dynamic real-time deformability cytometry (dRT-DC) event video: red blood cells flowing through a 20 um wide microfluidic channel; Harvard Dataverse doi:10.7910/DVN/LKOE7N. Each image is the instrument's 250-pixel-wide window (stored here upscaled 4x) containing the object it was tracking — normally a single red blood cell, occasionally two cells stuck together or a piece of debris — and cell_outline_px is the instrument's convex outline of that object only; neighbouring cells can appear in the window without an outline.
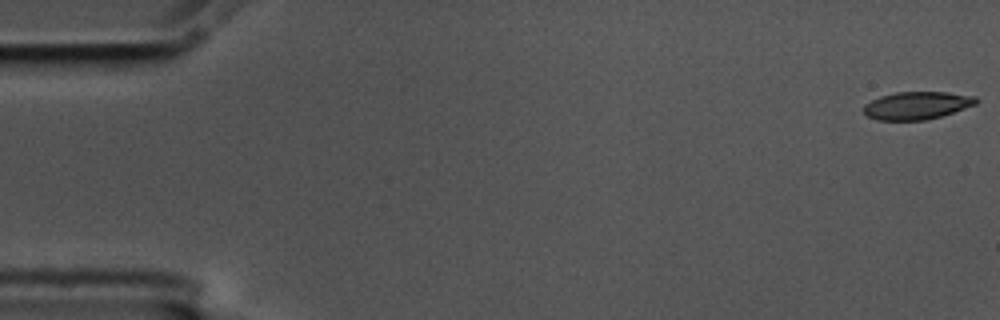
{"species": "common noctule bat (a hibernating species)", "species_latin": "Nyctalus noctula", "temperature_condition": "cold", "stored_images_in_passage": 57, "camera_frame_rate_fps": 3000, "um_per_image_px": 0.085, "animal": {"sex": "male", "body_mass_g": 17.5, "forearm_length_mm": 52.3}, "frame": {"image": 1, "passage_image": 1, "time_ms": 0.0, "image_size_px": [1000, 320], "cell_outline_px": [[980, 100], [976, 104], [940, 116], [924, 120], [876, 120], [868, 116], [864, 112], [864, 104], [880, 96], [896, 92], [948, 92], [976, 96]], "centroid_in_image_um": [77.94, 8.95], "position_along_channel_um": 7.1, "area_um2": 18.09}}
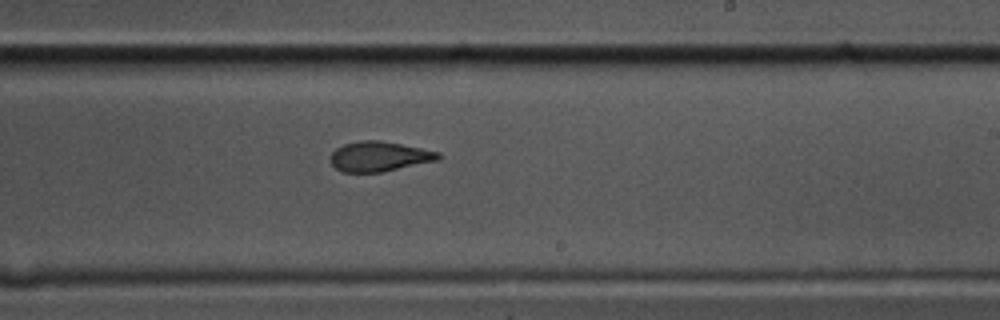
{"frame": {"image": 2, "passage_image": 34, "time_ms": 11.0, "image_size_px": [1000, 320], "cell_outline_px": [[440, 160], [380, 172], [340, 172], [328, 160], [328, 156], [336, 148], [344, 144], [360, 140], [380, 140], [440, 152]], "centroid_in_image_um": [32.19, 13.3], "position_along_channel_um": 256.8, "area_um2": 18.9}}
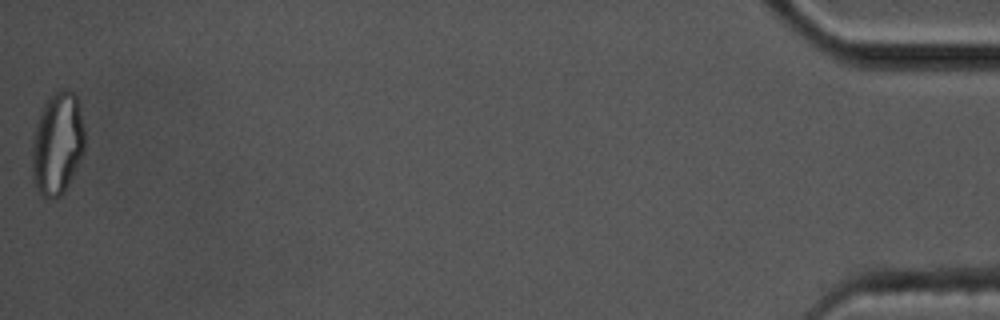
{"frame": {"image": 3, "passage_image": 57, "time_ms": 18.667, "image_size_px": [1000, 320], "cell_outline_px": [[84, 152], [64, 192], [60, 196], [52, 200], [44, 200], [40, 196], [32, 180], [32, 140], [36, 124], [44, 104], [60, 88], [68, 88], [76, 92], [84, 128]], "centroid_in_image_um": [4.87, 12.24], "position_along_channel_um": 430.3, "area_um2": 31.91}, "authors_computed_cell_mechanics": {"area_um2": 19.363, "velocity_mm_per_s": 3.5397, "shape_relaxation_time_tau1_ms": 5.635, "shape_relaxation_time_tau2_ms": 2.1011, "deformation_change_tau1": 0.1738, "deformation_change_tau2": 0.0844}}